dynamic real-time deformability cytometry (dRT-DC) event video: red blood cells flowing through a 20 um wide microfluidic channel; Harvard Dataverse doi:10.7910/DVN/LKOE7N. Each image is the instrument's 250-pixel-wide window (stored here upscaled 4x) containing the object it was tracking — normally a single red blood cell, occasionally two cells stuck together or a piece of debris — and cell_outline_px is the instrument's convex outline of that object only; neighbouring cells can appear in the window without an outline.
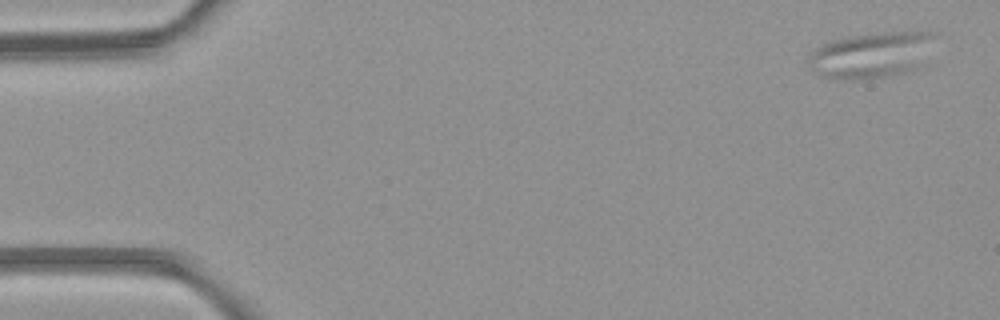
{"species": "common noctule bat (a hibernating species)", "species_latin": "Nyctalus noctula", "temperature_condition": "room temperature", "stored_images_in_passage": 3, "camera_frame_rate_fps": 3000, "um_per_image_px": 0.085, "animal": {"sex": "female", "body_mass_g": 21.9}, "frame": {"image": 1, "passage_image": 1, "time_ms": 0.0, "image_size_px": [1000, 320], "cell_outline_px": [[940, 32], [912, 64], [904, 72], [892, 76], [864, 80], [848, 80], [824, 76], [812, 72], [808, 68], [808, 52], [812, 48], [820, 44], [832, 40], [852, 36], [904, 28]], "centroid_in_image_um": [73.93, 4.62], "position_along_channel_um": 11.1, "area_um2": 33.99}}